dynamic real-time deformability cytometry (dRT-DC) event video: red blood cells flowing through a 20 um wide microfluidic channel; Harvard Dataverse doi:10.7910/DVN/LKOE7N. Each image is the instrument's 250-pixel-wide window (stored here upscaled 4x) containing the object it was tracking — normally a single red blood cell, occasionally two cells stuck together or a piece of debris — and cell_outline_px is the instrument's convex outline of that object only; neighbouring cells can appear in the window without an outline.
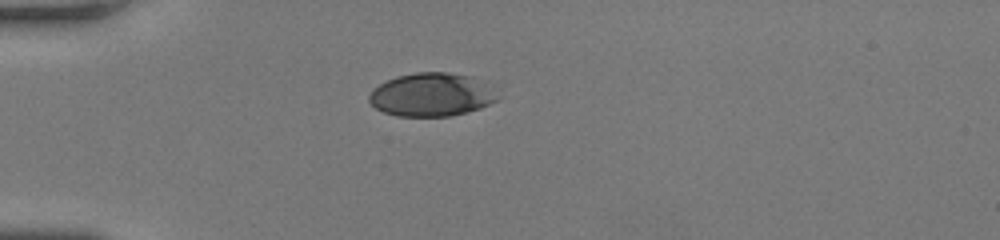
{"species": "human", "species_latin": "Homo sapiens", "temperature_condition": "room temperature", "stored_images_in_passage": 39, "camera_frame_rate_fps": 3000, "um_per_image_px": 0.085, "donor": {"sex": "female"}, "frame": {"image": 1, "passage_image": 1, "time_ms": 0.0, "image_size_px": [1000, 240], "cell_outline_px": [[500, 96], [496, 100], [480, 108], [468, 112], [452, 116], [396, 116], [384, 112], [376, 108], [368, 100], [368, 96], [372, 88], [396, 76], [416, 72], [448, 72], [472, 76]], "centroid_in_image_um": [36.63, 8.05], "position_along_channel_um": 48.4, "area_um2": 32.31}}
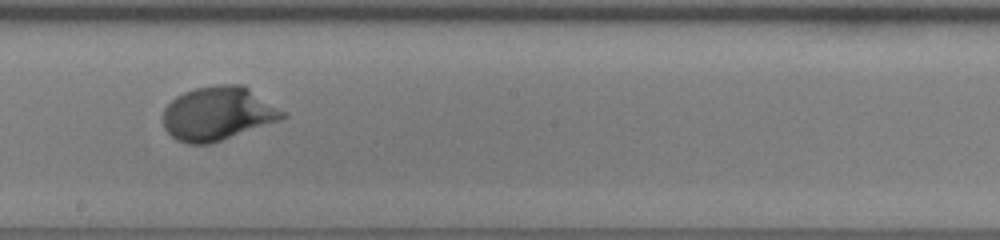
{"frame": {"image": 2, "passage_image": 17, "time_ms": 5.333, "image_size_px": [1000, 240], "cell_outline_px": [[288, 116], [280, 120], [208, 144], [188, 144], [176, 140], [164, 128], [164, 108], [176, 96], [184, 92], [196, 88], [216, 84], [244, 84], [288, 112]], "centroid_in_image_um": [18.56, 9.63], "position_along_channel_um": 229.6, "area_um2": 37.57}}
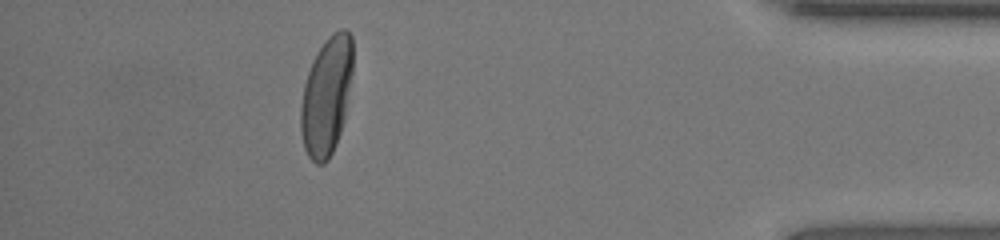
{"frame": {"image": 3, "passage_image": 34, "time_ms": 11.0, "image_size_px": [1000, 240], "cell_outline_px": [[352, 72], [344, 120], [336, 144], [328, 160], [324, 164], [316, 164], [308, 156], [304, 148], [300, 132], [300, 104], [304, 84], [312, 60], [324, 40], [332, 32], [340, 28], [348, 28], [352, 36]], "centroid_in_image_um": [27.74, 8.14], "position_along_channel_um": 407.5, "area_um2": 36.24}, "authors_computed_cell_mechanics": {"area_um2": 36.2406, "velocity_mm_per_s": 3.8803, "shape_relaxation_time_tau1_ms": 2.5307, "shape_relaxation_time_tau2_ms": null, "deformation_change_tau1": 0.1682, "deformation_change_tau2": null}}